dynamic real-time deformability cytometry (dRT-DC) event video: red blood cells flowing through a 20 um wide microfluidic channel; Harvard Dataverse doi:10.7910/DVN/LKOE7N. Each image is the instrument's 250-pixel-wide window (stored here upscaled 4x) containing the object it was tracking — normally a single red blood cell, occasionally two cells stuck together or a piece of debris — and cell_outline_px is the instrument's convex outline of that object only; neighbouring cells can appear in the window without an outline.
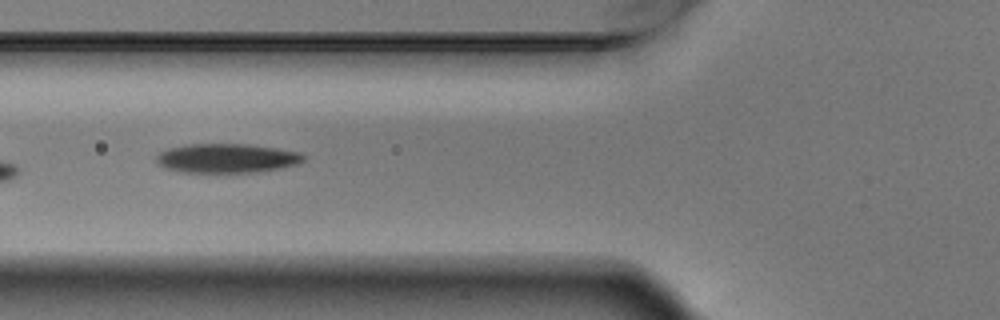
{"species": "Egyptian fruit bat (a non-hibernating species)", "species_latin": "Rousettus aegyptiacus", "temperature_condition": "warm", "stored_images_in_passage": 7, "camera_frame_rate_fps": 3000, "um_per_image_px": 0.085, "animal": {"sex": "male"}, "frame": {"image": 1, "passage_image": 6, "time_ms": 1.667, "image_size_px": [1000, 320], "cell_outline_px": [[304, 160], [296, 164], [280, 168], [256, 172], [180, 172], [164, 168], [156, 164], [156, 156], [160, 152], [168, 148], [184, 144], [248, 144], [276, 148], [300, 152], [304, 156]], "centroid_in_image_um": [19.22, 13.45], "position_along_channel_um": 106.6, "area_um2": 25.14}}
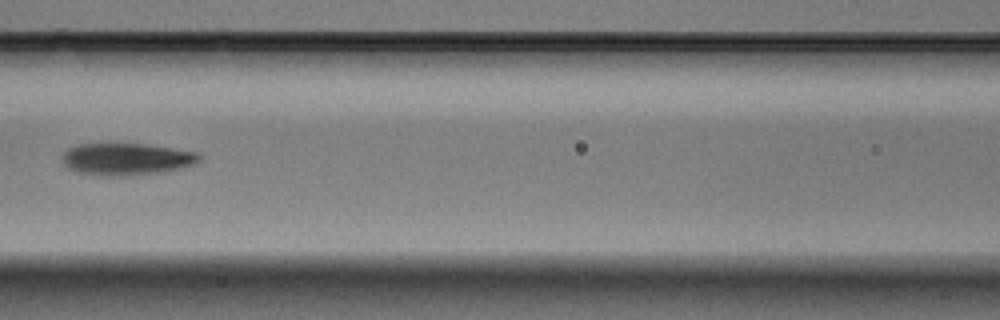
{"frame": {"image": 2, "passage_image": 7, "time_ms": 2.0, "image_size_px": [1000, 320], "cell_outline_px": [[200, 160], [192, 164], [180, 168], [156, 172], [124, 176], [104, 176], [80, 172], [68, 168], [64, 164], [64, 152], [68, 148], [76, 144], [112, 140], [148, 144], [200, 152]], "centroid_in_image_um": [10.71, 13.45], "position_along_channel_um": 155.9, "area_um2": 26.36}}